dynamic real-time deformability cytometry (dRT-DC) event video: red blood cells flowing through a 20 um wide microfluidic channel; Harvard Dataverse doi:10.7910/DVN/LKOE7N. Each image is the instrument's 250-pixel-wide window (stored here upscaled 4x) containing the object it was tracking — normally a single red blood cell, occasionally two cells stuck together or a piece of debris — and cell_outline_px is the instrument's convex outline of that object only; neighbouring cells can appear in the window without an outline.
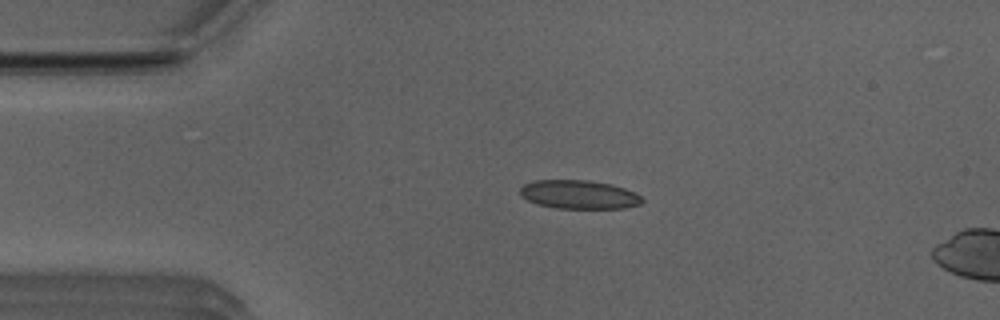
{"species": "Egyptian fruit bat (a non-hibernating species)", "species_latin": "Rousettus aegyptiacus", "temperature_condition": "room temperature", "stored_images_in_passage": 14, "camera_frame_rate_fps": 3000, "um_per_image_px": 0.085, "animal": {"sex": "male"}, "frame": {"image": 1, "passage_image": 10, "time_ms": 3.0, "image_size_px": [1000, 320], "cell_outline_px": [[644, 200], [640, 204], [624, 208], [556, 208], [536, 204], [520, 196], [520, 188], [524, 184], [532, 180], [588, 180], [612, 184], [636, 192]], "centroid_in_image_um": [49.2, 16.53], "position_along_channel_um": 35.8, "area_um2": 20.52}}